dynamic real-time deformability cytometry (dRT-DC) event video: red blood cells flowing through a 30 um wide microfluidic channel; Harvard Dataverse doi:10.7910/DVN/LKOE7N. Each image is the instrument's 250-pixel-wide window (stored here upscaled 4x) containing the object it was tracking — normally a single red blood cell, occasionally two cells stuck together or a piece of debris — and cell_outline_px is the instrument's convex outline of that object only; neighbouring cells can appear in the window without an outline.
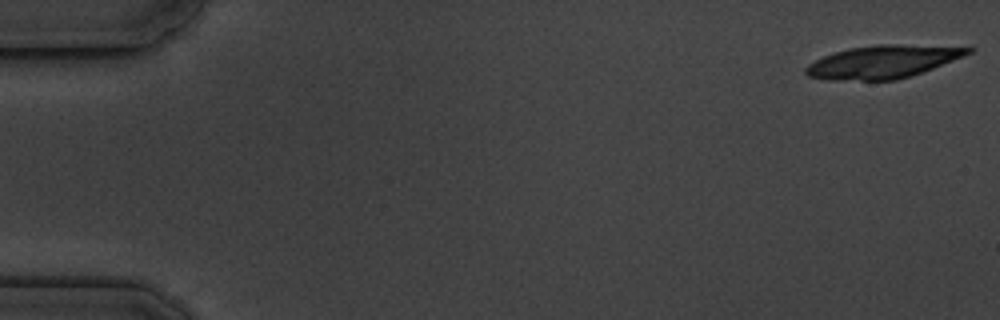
{"species": "common noctule bat (a hibernating species)", "species_latin": "Nyctalus noctula", "temperature_condition": "cold", "stored_images_in_passage": 8, "camera_frame_rate_fps": 3000, "um_per_image_px": 0.085, "animal": {"sex": "male", "body_mass_g": 19.5, "forearm_length_mm": 54.6}, "frame": {"image": 1, "passage_image": 1, "time_ms": 0.0, "image_size_px": [1000, 320], "cell_outline_px": [[976, 48], [972, 52], [964, 56], [932, 68], [896, 80], [824, 80], [808, 76], [804, 72], [804, 68], [808, 64], [824, 56], [848, 48], [880, 44], [896, 44]], "centroid_in_image_um": [74.99, 5.25], "position_along_channel_um": 10.0, "area_um2": 30.75}}